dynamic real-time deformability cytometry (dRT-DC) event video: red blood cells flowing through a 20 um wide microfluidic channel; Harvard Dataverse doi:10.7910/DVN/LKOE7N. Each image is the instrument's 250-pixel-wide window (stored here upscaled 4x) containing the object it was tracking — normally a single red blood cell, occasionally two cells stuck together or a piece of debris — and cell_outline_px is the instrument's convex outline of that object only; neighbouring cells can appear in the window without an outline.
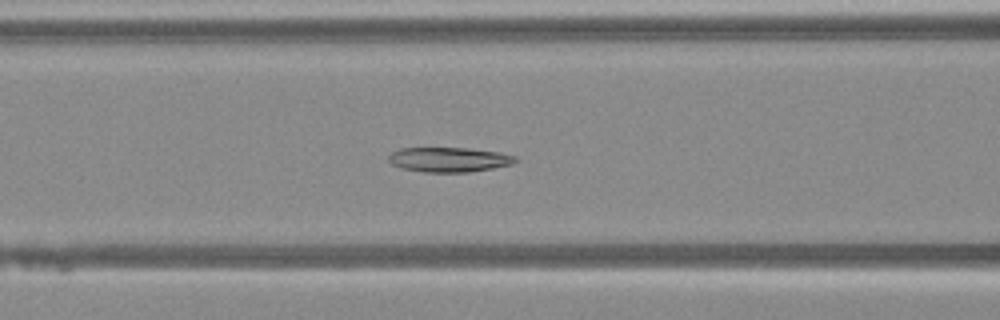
{"species": "Egyptian fruit bat (a non-hibernating species)", "species_latin": "Rousettus aegyptiacus", "temperature_condition": "warm", "stored_images_in_passage": 40, "camera_frame_rate_fps": 3000, "um_per_image_px": 0.085, "animal": {"sex": "female"}, "frame": {"image": 1, "passage_image": 11, "time_ms": 3.333, "image_size_px": [1000, 320], "cell_outline_px": [[516, 160], [512, 164], [492, 168], [468, 172], [424, 172], [400, 168], [392, 164], [388, 160], [388, 156], [392, 152], [400, 148], [468, 148], [500, 152], [516, 156]], "centroid_in_image_um": [38.14, 13.56], "position_along_channel_um": 128.5, "area_um2": 18.26}}
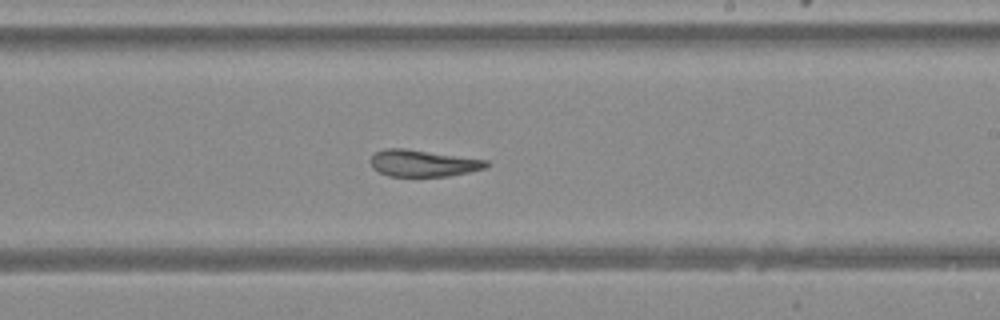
{"frame": {"image": 2, "passage_image": 20, "time_ms": 6.333, "image_size_px": [1000, 320], "cell_outline_px": [[492, 164], [484, 168], [468, 172], [448, 176], [388, 176], [372, 168], [368, 160], [376, 152], [384, 148], [404, 148], [488, 160]], "centroid_in_image_um": [35.94, 13.87], "position_along_channel_um": 253.1, "area_um2": 18.09}}
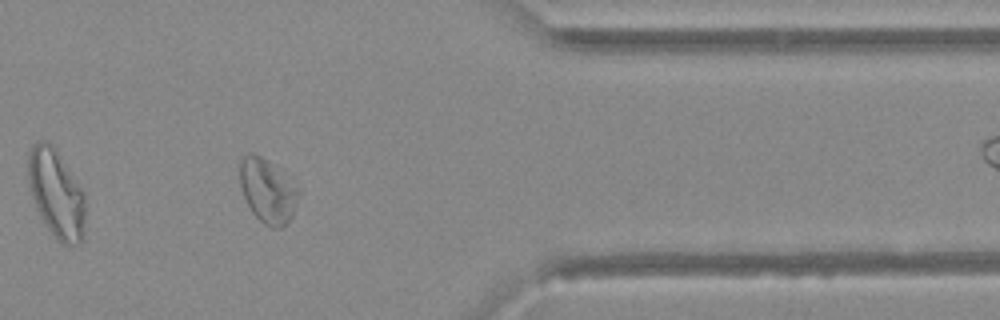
{"frame": {"image": 3, "passage_image": 31, "time_ms": 10.0, "image_size_px": [1000, 320], "cell_outline_px": [[300, 192], [292, 216], [280, 228], [272, 228], [264, 224], [252, 212], [244, 196], [240, 184], [240, 160], [248, 152], [252, 152], [284, 168], [300, 188]], "centroid_in_image_um": [22.79, 16.15], "position_along_channel_um": 388.6, "area_um2": 22.48}}